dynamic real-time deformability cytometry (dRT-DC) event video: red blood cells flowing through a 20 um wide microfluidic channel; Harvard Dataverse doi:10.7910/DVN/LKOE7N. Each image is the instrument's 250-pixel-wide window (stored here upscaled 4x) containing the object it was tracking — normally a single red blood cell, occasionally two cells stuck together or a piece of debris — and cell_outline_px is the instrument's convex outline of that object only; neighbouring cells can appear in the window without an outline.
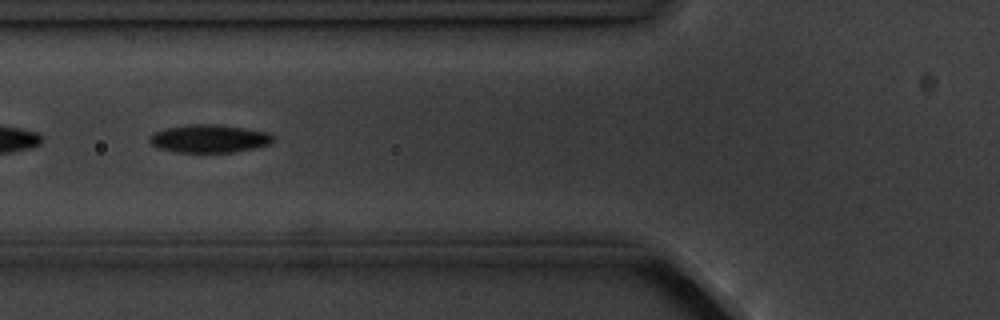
{"species": "common noctule bat (a hibernating species)", "species_latin": "Nyctalus noctula", "temperature_condition": "cold", "stored_images_in_passage": 14, "camera_frame_rate_fps": 3000, "um_per_image_px": 0.085, "animal": {"sex": "male", "body_mass_g": 20.1, "forearm_length_mm": 53.5}, "frame": {"image": 1, "passage_image": 5, "time_ms": 5.667, "image_size_px": [1000, 320], "cell_outline_px": [[276, 140], [272, 144], [232, 152], [176, 152], [160, 148], [152, 144], [148, 140], [148, 136], [152, 132], [164, 128], [188, 124], [224, 124], [268, 132], [276, 136]], "centroid_in_image_um": [17.81, 11.76], "position_along_channel_um": 108.0, "area_um2": 20.58}}
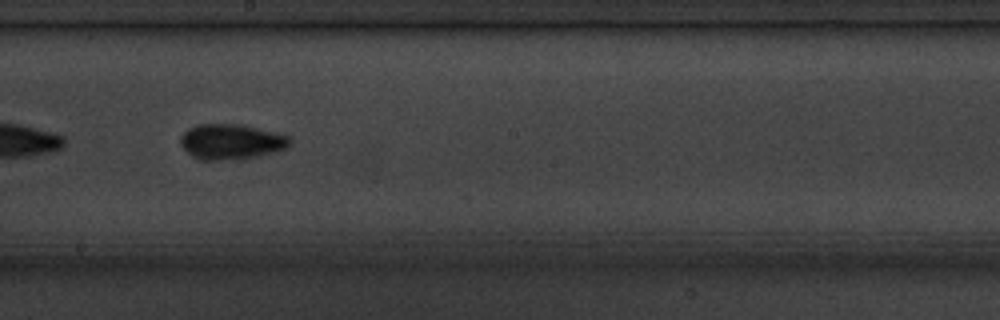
{"frame": {"image": 2, "passage_image": 8, "time_ms": 9.0, "image_size_px": [1000, 320], "cell_outline_px": [[288, 148], [276, 152], [248, 160], [204, 160], [188, 152], [180, 144], [180, 136], [188, 128], [200, 124], [240, 124], [276, 132], [288, 136]], "centroid_in_image_um": [19.68, 12.06], "position_along_channel_um": 228.5, "area_um2": 22.72}, "authors_computed_cell_mechanics": {"area_um2": 20.5768, "velocity_mm_per_s": 3.6048, "shape_relaxation_time_tau1_ms": 1.4284, "shape_relaxation_time_tau2_ms": null, "deformation_change_tau1": 0.0891, "deformation_change_tau2": null}}